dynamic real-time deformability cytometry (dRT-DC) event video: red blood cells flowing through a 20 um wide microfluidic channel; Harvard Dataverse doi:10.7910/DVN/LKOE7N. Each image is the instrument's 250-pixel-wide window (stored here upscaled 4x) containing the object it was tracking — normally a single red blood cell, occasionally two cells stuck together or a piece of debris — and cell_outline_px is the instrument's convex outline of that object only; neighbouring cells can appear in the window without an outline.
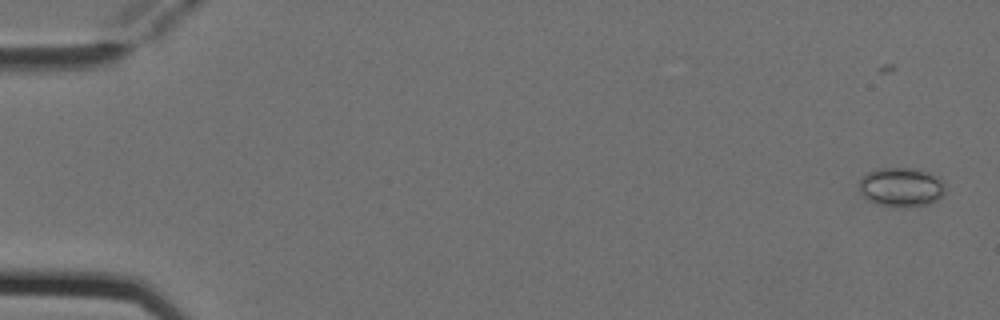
{"species": "Egyptian fruit bat (a non-hibernating species)", "species_latin": "Rousettus aegyptiacus", "temperature_condition": "cold", "stored_images_in_passage": 6, "camera_frame_rate_fps": 3000, "um_per_image_px": 0.085, "animal": {"sex": "female"}, "frame": {"image": 1, "passage_image": 2, "time_ms": 0.333, "image_size_px": [1000, 320], "cell_outline_px": [[944, 192], [936, 200], [928, 204], [904, 208], [896, 208], [880, 204], [868, 200], [860, 192], [860, 176], [876, 168], [916, 168], [932, 172], [944, 184]], "centroid_in_image_um": [76.59, 15.9], "position_along_channel_um": 8.4, "area_um2": 19.88}}
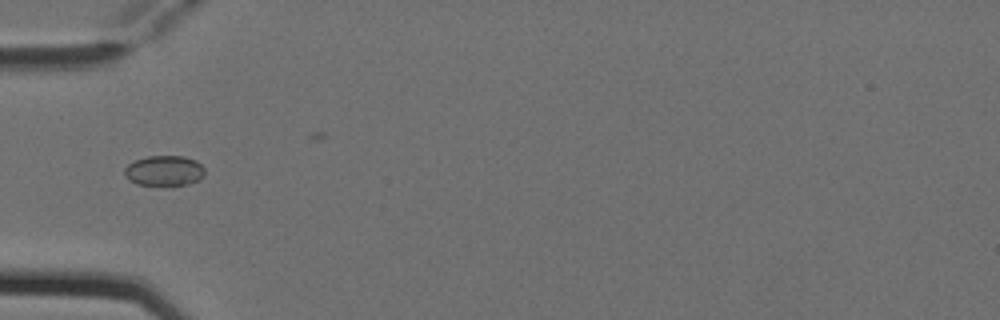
{"frame": {"image": 2, "passage_image": 6, "time_ms": 1.667, "image_size_px": [1000, 320], "cell_outline_px": [[204, 176], [188, 184], [168, 188], [136, 184], [128, 180], [124, 176], [124, 168], [128, 164], [136, 160], [148, 156], [184, 156], [196, 160], [204, 168]], "centroid_in_image_um": [13.93, 14.55], "position_along_channel_um": 71.1, "area_um2": 14.74}}